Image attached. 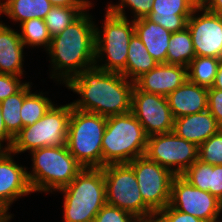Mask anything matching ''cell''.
<instances>
[{
  "label": "cell",
  "instance_id": "cell-27",
  "mask_svg": "<svg viewBox=\"0 0 222 222\" xmlns=\"http://www.w3.org/2000/svg\"><path fill=\"white\" fill-rule=\"evenodd\" d=\"M221 59L195 56L187 68L188 80L205 88L213 86Z\"/></svg>",
  "mask_w": 222,
  "mask_h": 222
},
{
  "label": "cell",
  "instance_id": "cell-36",
  "mask_svg": "<svg viewBox=\"0 0 222 222\" xmlns=\"http://www.w3.org/2000/svg\"><path fill=\"white\" fill-rule=\"evenodd\" d=\"M208 111L215 117L222 127V90L208 88Z\"/></svg>",
  "mask_w": 222,
  "mask_h": 222
},
{
  "label": "cell",
  "instance_id": "cell-2",
  "mask_svg": "<svg viewBox=\"0 0 222 222\" xmlns=\"http://www.w3.org/2000/svg\"><path fill=\"white\" fill-rule=\"evenodd\" d=\"M95 27L92 15L86 10L51 38L46 50L53 68L50 78L66 85L74 76L95 65Z\"/></svg>",
  "mask_w": 222,
  "mask_h": 222
},
{
  "label": "cell",
  "instance_id": "cell-17",
  "mask_svg": "<svg viewBox=\"0 0 222 222\" xmlns=\"http://www.w3.org/2000/svg\"><path fill=\"white\" fill-rule=\"evenodd\" d=\"M197 6L191 0H153L149 20L171 33L184 30Z\"/></svg>",
  "mask_w": 222,
  "mask_h": 222
},
{
  "label": "cell",
  "instance_id": "cell-15",
  "mask_svg": "<svg viewBox=\"0 0 222 222\" xmlns=\"http://www.w3.org/2000/svg\"><path fill=\"white\" fill-rule=\"evenodd\" d=\"M15 155L10 149H4L0 153V210L9 218H13L8 212L11 204L21 196L33 193L26 167L20 166L14 161Z\"/></svg>",
  "mask_w": 222,
  "mask_h": 222
},
{
  "label": "cell",
  "instance_id": "cell-13",
  "mask_svg": "<svg viewBox=\"0 0 222 222\" xmlns=\"http://www.w3.org/2000/svg\"><path fill=\"white\" fill-rule=\"evenodd\" d=\"M131 112L147 136L173 132L174 117L166 96L144 92L134 85Z\"/></svg>",
  "mask_w": 222,
  "mask_h": 222
},
{
  "label": "cell",
  "instance_id": "cell-16",
  "mask_svg": "<svg viewBox=\"0 0 222 222\" xmlns=\"http://www.w3.org/2000/svg\"><path fill=\"white\" fill-rule=\"evenodd\" d=\"M187 79V67L160 63L137 78L134 81V85L144 92L167 97Z\"/></svg>",
  "mask_w": 222,
  "mask_h": 222
},
{
  "label": "cell",
  "instance_id": "cell-25",
  "mask_svg": "<svg viewBox=\"0 0 222 222\" xmlns=\"http://www.w3.org/2000/svg\"><path fill=\"white\" fill-rule=\"evenodd\" d=\"M194 57L195 51L188 27L172 33L167 49L166 63L188 68Z\"/></svg>",
  "mask_w": 222,
  "mask_h": 222
},
{
  "label": "cell",
  "instance_id": "cell-12",
  "mask_svg": "<svg viewBox=\"0 0 222 222\" xmlns=\"http://www.w3.org/2000/svg\"><path fill=\"white\" fill-rule=\"evenodd\" d=\"M169 206L204 222L221 220L222 201L208 191L195 188L181 175H176L172 181Z\"/></svg>",
  "mask_w": 222,
  "mask_h": 222
},
{
  "label": "cell",
  "instance_id": "cell-24",
  "mask_svg": "<svg viewBox=\"0 0 222 222\" xmlns=\"http://www.w3.org/2000/svg\"><path fill=\"white\" fill-rule=\"evenodd\" d=\"M49 0H13L1 12L14 22L23 23L30 19H44L52 8Z\"/></svg>",
  "mask_w": 222,
  "mask_h": 222
},
{
  "label": "cell",
  "instance_id": "cell-34",
  "mask_svg": "<svg viewBox=\"0 0 222 222\" xmlns=\"http://www.w3.org/2000/svg\"><path fill=\"white\" fill-rule=\"evenodd\" d=\"M28 82H22L21 76L0 73V103L19 92Z\"/></svg>",
  "mask_w": 222,
  "mask_h": 222
},
{
  "label": "cell",
  "instance_id": "cell-30",
  "mask_svg": "<svg viewBox=\"0 0 222 222\" xmlns=\"http://www.w3.org/2000/svg\"><path fill=\"white\" fill-rule=\"evenodd\" d=\"M21 28L20 38L24 46L49 48L51 37L46 27L44 19L26 20L19 26Z\"/></svg>",
  "mask_w": 222,
  "mask_h": 222
},
{
  "label": "cell",
  "instance_id": "cell-40",
  "mask_svg": "<svg viewBox=\"0 0 222 222\" xmlns=\"http://www.w3.org/2000/svg\"><path fill=\"white\" fill-rule=\"evenodd\" d=\"M211 88H216L222 90V61L220 63L218 72L216 74L213 86Z\"/></svg>",
  "mask_w": 222,
  "mask_h": 222
},
{
  "label": "cell",
  "instance_id": "cell-39",
  "mask_svg": "<svg viewBox=\"0 0 222 222\" xmlns=\"http://www.w3.org/2000/svg\"><path fill=\"white\" fill-rule=\"evenodd\" d=\"M203 6L210 12L222 15V0H205Z\"/></svg>",
  "mask_w": 222,
  "mask_h": 222
},
{
  "label": "cell",
  "instance_id": "cell-11",
  "mask_svg": "<svg viewBox=\"0 0 222 222\" xmlns=\"http://www.w3.org/2000/svg\"><path fill=\"white\" fill-rule=\"evenodd\" d=\"M145 155L175 175H181L198 160V146L174 132L154 134L147 138Z\"/></svg>",
  "mask_w": 222,
  "mask_h": 222
},
{
  "label": "cell",
  "instance_id": "cell-46",
  "mask_svg": "<svg viewBox=\"0 0 222 222\" xmlns=\"http://www.w3.org/2000/svg\"><path fill=\"white\" fill-rule=\"evenodd\" d=\"M4 150V148L0 145V153Z\"/></svg>",
  "mask_w": 222,
  "mask_h": 222
},
{
  "label": "cell",
  "instance_id": "cell-20",
  "mask_svg": "<svg viewBox=\"0 0 222 222\" xmlns=\"http://www.w3.org/2000/svg\"><path fill=\"white\" fill-rule=\"evenodd\" d=\"M24 44L19 32L0 22V73L23 76Z\"/></svg>",
  "mask_w": 222,
  "mask_h": 222
},
{
  "label": "cell",
  "instance_id": "cell-18",
  "mask_svg": "<svg viewBox=\"0 0 222 222\" xmlns=\"http://www.w3.org/2000/svg\"><path fill=\"white\" fill-rule=\"evenodd\" d=\"M222 127L207 110L174 119L173 132L198 147Z\"/></svg>",
  "mask_w": 222,
  "mask_h": 222
},
{
  "label": "cell",
  "instance_id": "cell-4",
  "mask_svg": "<svg viewBox=\"0 0 222 222\" xmlns=\"http://www.w3.org/2000/svg\"><path fill=\"white\" fill-rule=\"evenodd\" d=\"M58 191L64 194L63 222H94L106 204L103 169L85 167L69 185Z\"/></svg>",
  "mask_w": 222,
  "mask_h": 222
},
{
  "label": "cell",
  "instance_id": "cell-19",
  "mask_svg": "<svg viewBox=\"0 0 222 222\" xmlns=\"http://www.w3.org/2000/svg\"><path fill=\"white\" fill-rule=\"evenodd\" d=\"M208 88L190 82L188 79L167 96L174 119L208 109Z\"/></svg>",
  "mask_w": 222,
  "mask_h": 222
},
{
  "label": "cell",
  "instance_id": "cell-44",
  "mask_svg": "<svg viewBox=\"0 0 222 222\" xmlns=\"http://www.w3.org/2000/svg\"><path fill=\"white\" fill-rule=\"evenodd\" d=\"M196 6H199V0H191Z\"/></svg>",
  "mask_w": 222,
  "mask_h": 222
},
{
  "label": "cell",
  "instance_id": "cell-14",
  "mask_svg": "<svg viewBox=\"0 0 222 222\" xmlns=\"http://www.w3.org/2000/svg\"><path fill=\"white\" fill-rule=\"evenodd\" d=\"M187 27L195 56L222 60V15L210 12L203 5L197 6L188 19Z\"/></svg>",
  "mask_w": 222,
  "mask_h": 222
},
{
  "label": "cell",
  "instance_id": "cell-10",
  "mask_svg": "<svg viewBox=\"0 0 222 222\" xmlns=\"http://www.w3.org/2000/svg\"><path fill=\"white\" fill-rule=\"evenodd\" d=\"M134 171L144 203L157 214L170 202L172 181L176 176L146 155L127 163Z\"/></svg>",
  "mask_w": 222,
  "mask_h": 222
},
{
  "label": "cell",
  "instance_id": "cell-31",
  "mask_svg": "<svg viewBox=\"0 0 222 222\" xmlns=\"http://www.w3.org/2000/svg\"><path fill=\"white\" fill-rule=\"evenodd\" d=\"M198 160L211 165H222V128L198 147Z\"/></svg>",
  "mask_w": 222,
  "mask_h": 222
},
{
  "label": "cell",
  "instance_id": "cell-42",
  "mask_svg": "<svg viewBox=\"0 0 222 222\" xmlns=\"http://www.w3.org/2000/svg\"><path fill=\"white\" fill-rule=\"evenodd\" d=\"M138 222H159L156 217L151 218V219H139Z\"/></svg>",
  "mask_w": 222,
  "mask_h": 222
},
{
  "label": "cell",
  "instance_id": "cell-22",
  "mask_svg": "<svg viewBox=\"0 0 222 222\" xmlns=\"http://www.w3.org/2000/svg\"><path fill=\"white\" fill-rule=\"evenodd\" d=\"M181 176L195 188L208 191L222 201V165L197 160Z\"/></svg>",
  "mask_w": 222,
  "mask_h": 222
},
{
  "label": "cell",
  "instance_id": "cell-45",
  "mask_svg": "<svg viewBox=\"0 0 222 222\" xmlns=\"http://www.w3.org/2000/svg\"><path fill=\"white\" fill-rule=\"evenodd\" d=\"M204 1L205 0H199V6H202Z\"/></svg>",
  "mask_w": 222,
  "mask_h": 222
},
{
  "label": "cell",
  "instance_id": "cell-33",
  "mask_svg": "<svg viewBox=\"0 0 222 222\" xmlns=\"http://www.w3.org/2000/svg\"><path fill=\"white\" fill-rule=\"evenodd\" d=\"M134 215L118 207L105 204L94 218V222H138Z\"/></svg>",
  "mask_w": 222,
  "mask_h": 222
},
{
  "label": "cell",
  "instance_id": "cell-7",
  "mask_svg": "<svg viewBox=\"0 0 222 222\" xmlns=\"http://www.w3.org/2000/svg\"><path fill=\"white\" fill-rule=\"evenodd\" d=\"M105 12L103 29L95 27V66L121 73L126 68L128 46L135 34L134 20L130 22L128 18L114 15L107 9ZM101 61L102 64L99 63Z\"/></svg>",
  "mask_w": 222,
  "mask_h": 222
},
{
  "label": "cell",
  "instance_id": "cell-38",
  "mask_svg": "<svg viewBox=\"0 0 222 222\" xmlns=\"http://www.w3.org/2000/svg\"><path fill=\"white\" fill-rule=\"evenodd\" d=\"M1 112H2V109L0 105V145L4 149H10L13 144L14 137L7 131ZM4 142L7 143L5 147L4 145H2Z\"/></svg>",
  "mask_w": 222,
  "mask_h": 222
},
{
  "label": "cell",
  "instance_id": "cell-26",
  "mask_svg": "<svg viewBox=\"0 0 222 222\" xmlns=\"http://www.w3.org/2000/svg\"><path fill=\"white\" fill-rule=\"evenodd\" d=\"M31 83H27L19 92L4 99L0 105L7 131L15 137L22 129L20 109L24 98L31 92Z\"/></svg>",
  "mask_w": 222,
  "mask_h": 222
},
{
  "label": "cell",
  "instance_id": "cell-21",
  "mask_svg": "<svg viewBox=\"0 0 222 222\" xmlns=\"http://www.w3.org/2000/svg\"><path fill=\"white\" fill-rule=\"evenodd\" d=\"M134 31L148 50V53L159 64L166 63L167 49L172 33L147 17L134 20Z\"/></svg>",
  "mask_w": 222,
  "mask_h": 222
},
{
  "label": "cell",
  "instance_id": "cell-1",
  "mask_svg": "<svg viewBox=\"0 0 222 222\" xmlns=\"http://www.w3.org/2000/svg\"><path fill=\"white\" fill-rule=\"evenodd\" d=\"M65 86L80 95L81 99L72 102V106L81 111L104 117L131 112L134 82L121 73L94 65L74 76Z\"/></svg>",
  "mask_w": 222,
  "mask_h": 222
},
{
  "label": "cell",
  "instance_id": "cell-3",
  "mask_svg": "<svg viewBox=\"0 0 222 222\" xmlns=\"http://www.w3.org/2000/svg\"><path fill=\"white\" fill-rule=\"evenodd\" d=\"M32 172L27 177L33 192H57L69 185L84 168L67 145L43 147L30 152Z\"/></svg>",
  "mask_w": 222,
  "mask_h": 222
},
{
  "label": "cell",
  "instance_id": "cell-29",
  "mask_svg": "<svg viewBox=\"0 0 222 222\" xmlns=\"http://www.w3.org/2000/svg\"><path fill=\"white\" fill-rule=\"evenodd\" d=\"M54 103L42 92L32 93L24 98L20 109L22 128L40 120Z\"/></svg>",
  "mask_w": 222,
  "mask_h": 222
},
{
  "label": "cell",
  "instance_id": "cell-5",
  "mask_svg": "<svg viewBox=\"0 0 222 222\" xmlns=\"http://www.w3.org/2000/svg\"><path fill=\"white\" fill-rule=\"evenodd\" d=\"M147 138L143 126L132 112L106 117L102 139V167L129 163L145 155Z\"/></svg>",
  "mask_w": 222,
  "mask_h": 222
},
{
  "label": "cell",
  "instance_id": "cell-35",
  "mask_svg": "<svg viewBox=\"0 0 222 222\" xmlns=\"http://www.w3.org/2000/svg\"><path fill=\"white\" fill-rule=\"evenodd\" d=\"M155 217L159 222H204L193 215L180 212L169 205L160 210Z\"/></svg>",
  "mask_w": 222,
  "mask_h": 222
},
{
  "label": "cell",
  "instance_id": "cell-23",
  "mask_svg": "<svg viewBox=\"0 0 222 222\" xmlns=\"http://www.w3.org/2000/svg\"><path fill=\"white\" fill-rule=\"evenodd\" d=\"M159 63L148 53L141 39L134 34L128 46L126 68L121 72L128 80L135 81Z\"/></svg>",
  "mask_w": 222,
  "mask_h": 222
},
{
  "label": "cell",
  "instance_id": "cell-8",
  "mask_svg": "<svg viewBox=\"0 0 222 222\" xmlns=\"http://www.w3.org/2000/svg\"><path fill=\"white\" fill-rule=\"evenodd\" d=\"M70 116L71 102L57 107L53 104L40 120L20 130L10 150L16 155L38 148L66 145Z\"/></svg>",
  "mask_w": 222,
  "mask_h": 222
},
{
  "label": "cell",
  "instance_id": "cell-32",
  "mask_svg": "<svg viewBox=\"0 0 222 222\" xmlns=\"http://www.w3.org/2000/svg\"><path fill=\"white\" fill-rule=\"evenodd\" d=\"M118 4H111L107 6V10L114 15L128 18L126 15L127 7L133 11L134 19H140L143 17H147L152 11L153 0H119Z\"/></svg>",
  "mask_w": 222,
  "mask_h": 222
},
{
  "label": "cell",
  "instance_id": "cell-43",
  "mask_svg": "<svg viewBox=\"0 0 222 222\" xmlns=\"http://www.w3.org/2000/svg\"><path fill=\"white\" fill-rule=\"evenodd\" d=\"M9 218L0 210V221H7Z\"/></svg>",
  "mask_w": 222,
  "mask_h": 222
},
{
  "label": "cell",
  "instance_id": "cell-37",
  "mask_svg": "<svg viewBox=\"0 0 222 222\" xmlns=\"http://www.w3.org/2000/svg\"><path fill=\"white\" fill-rule=\"evenodd\" d=\"M53 6H65L73 8H89L92 7V2L89 0H49Z\"/></svg>",
  "mask_w": 222,
  "mask_h": 222
},
{
  "label": "cell",
  "instance_id": "cell-6",
  "mask_svg": "<svg viewBox=\"0 0 222 222\" xmlns=\"http://www.w3.org/2000/svg\"><path fill=\"white\" fill-rule=\"evenodd\" d=\"M106 117L72 106L66 145L85 168H102V139Z\"/></svg>",
  "mask_w": 222,
  "mask_h": 222
},
{
  "label": "cell",
  "instance_id": "cell-41",
  "mask_svg": "<svg viewBox=\"0 0 222 222\" xmlns=\"http://www.w3.org/2000/svg\"><path fill=\"white\" fill-rule=\"evenodd\" d=\"M2 0H0V12L9 4L11 3L13 0H5V2H1ZM4 1V0H3Z\"/></svg>",
  "mask_w": 222,
  "mask_h": 222
},
{
  "label": "cell",
  "instance_id": "cell-28",
  "mask_svg": "<svg viewBox=\"0 0 222 222\" xmlns=\"http://www.w3.org/2000/svg\"><path fill=\"white\" fill-rule=\"evenodd\" d=\"M87 9L88 8L52 6L44 18L50 37L53 38L60 34Z\"/></svg>",
  "mask_w": 222,
  "mask_h": 222
},
{
  "label": "cell",
  "instance_id": "cell-9",
  "mask_svg": "<svg viewBox=\"0 0 222 222\" xmlns=\"http://www.w3.org/2000/svg\"><path fill=\"white\" fill-rule=\"evenodd\" d=\"M103 169L106 203L138 219H151L156 214L144 203L133 169L127 163L107 164Z\"/></svg>",
  "mask_w": 222,
  "mask_h": 222
}]
</instances>
